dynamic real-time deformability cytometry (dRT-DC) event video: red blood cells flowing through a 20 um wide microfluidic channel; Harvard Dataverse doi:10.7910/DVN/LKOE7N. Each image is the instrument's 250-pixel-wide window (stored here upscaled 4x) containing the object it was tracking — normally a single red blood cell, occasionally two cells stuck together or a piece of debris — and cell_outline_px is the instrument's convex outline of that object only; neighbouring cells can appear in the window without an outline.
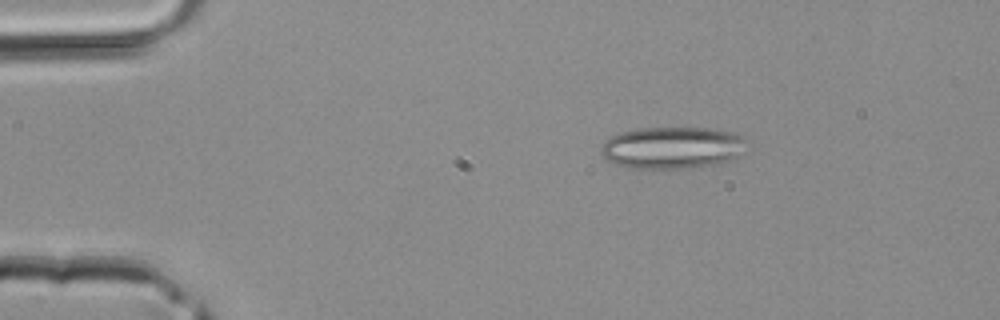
{"species": "common noctule bat (a hibernating species)", "species_latin": "Nyctalus noctula", "temperature_condition": "room temperature", "stored_images_in_passage": 36, "camera_frame_rate_fps": 3000, "um_per_image_px": 0.085, "animal": {"sex": "male", "body_mass_g": 20.4}, "frame": {"image": 1, "passage_image": 1, "time_ms": 0.0, "image_size_px": [1000, 320], "cell_outline_px": [[748, 152], [736, 160], [716, 164], [692, 168], [624, 168], [608, 160], [600, 152], [600, 144], [604, 140], [620, 132], [636, 128], [712, 128], [736, 132], [744, 136], [748, 140]], "centroid_in_image_um": [57.25, 12.55], "position_along_channel_um": 27.7, "area_um2": 36.82}}
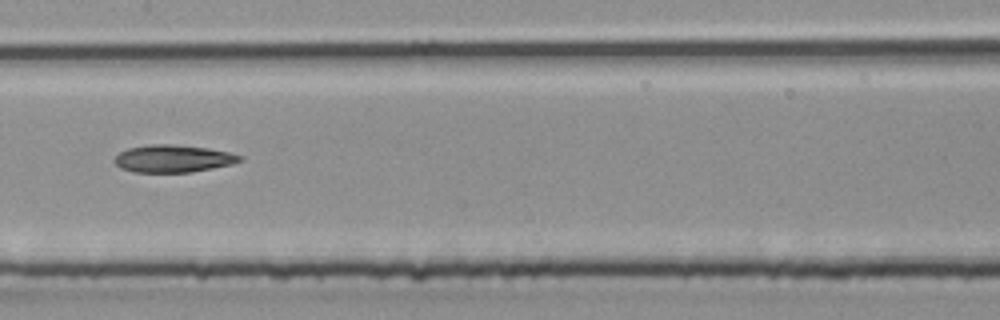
{"frame": {"image": 2, "passage_image": 15, "time_ms": 4.667, "image_size_px": [1000, 320], "cell_outline_px": [[244, 160], [232, 164], [192, 172], [132, 172], [120, 168], [112, 160], [120, 152], [128, 148], [152, 144], [172, 144], [208, 148], [228, 152], [244, 156]], "centroid_in_image_um": [14.72, 13.48], "position_along_channel_um": 192.7, "area_um2": 20.11}}
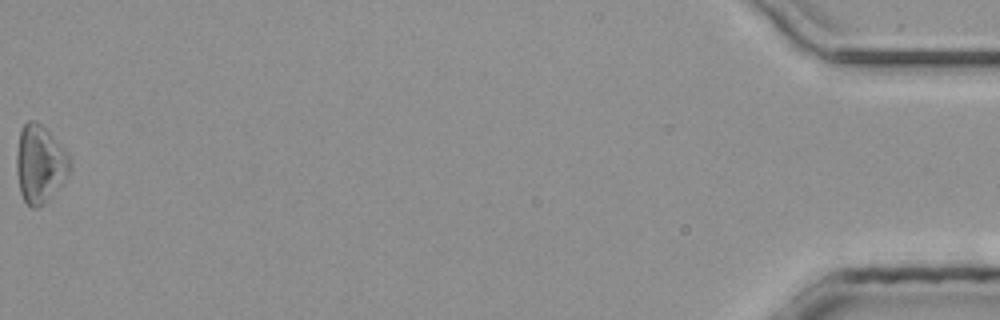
{"frame": {"image": 3, "passage_image": 36, "time_ms": 11.667, "image_size_px": [1000, 320], "cell_outline_px": [[72, 168], [68, 176], [44, 204], [36, 208], [32, 208], [24, 200], [20, 192], [16, 172], [16, 156], [20, 132], [24, 124], [28, 120], [36, 120], [48, 132], [72, 160]], "centroid_in_image_um": [3.39, 13.97], "position_along_channel_um": 431.8, "area_um2": 23.99}}